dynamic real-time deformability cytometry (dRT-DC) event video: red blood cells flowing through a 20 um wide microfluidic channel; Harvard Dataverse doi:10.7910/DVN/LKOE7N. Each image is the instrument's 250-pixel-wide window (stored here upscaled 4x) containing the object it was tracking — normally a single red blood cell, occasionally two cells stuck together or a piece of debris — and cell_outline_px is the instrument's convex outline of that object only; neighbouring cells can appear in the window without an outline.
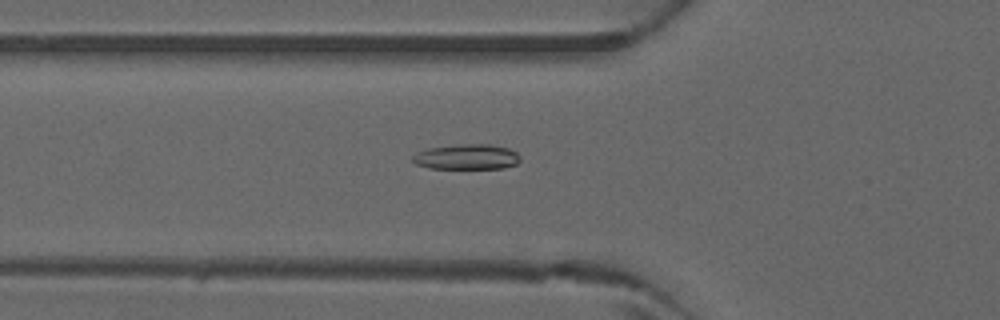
{"species": "common noctule bat (a hibernating species)", "species_latin": "Nyctalus noctula", "temperature_condition": "warm", "stored_images_in_passage": 8, "camera_frame_rate_fps": 3000, "um_per_image_px": 0.085, "animal": {"sex": "male", "forearm_length_mm": 52.5}, "frame": {"image": 1, "passage_image": 2, "time_ms": 0.333, "image_size_px": [1000, 320], "cell_outline_px": [[520, 160], [516, 164], [504, 168], [428, 168], [416, 164], [412, 160], [412, 156], [428, 148], [460, 144], [488, 144], [508, 148], [516, 152], [520, 156]], "centroid_in_image_um": [39.69, 13.33], "position_along_channel_um": 86.1, "area_um2": 15.72}}
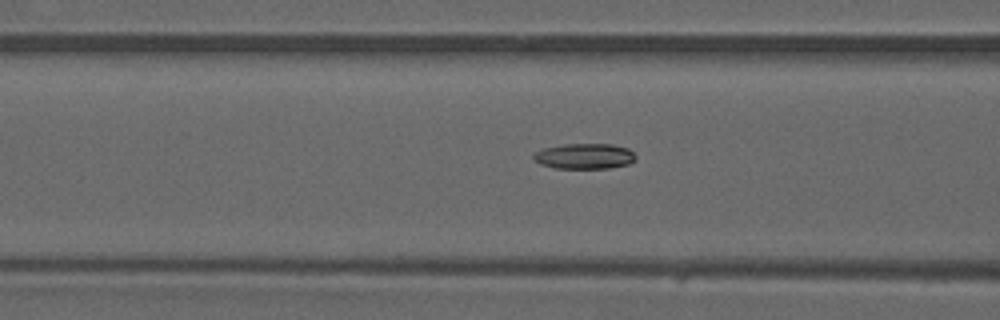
{"frame": {"image": 2, "passage_image": 4, "time_ms": 1.0, "image_size_px": [1000, 320], "cell_outline_px": [[636, 160], [628, 164], [608, 168], [556, 168], [540, 164], [532, 160], [532, 156], [536, 152], [544, 148], [564, 144], [612, 144], [628, 148], [636, 156]], "centroid_in_image_um": [49.67, 13.27], "position_along_channel_um": 116.9, "area_um2": 15.2}}
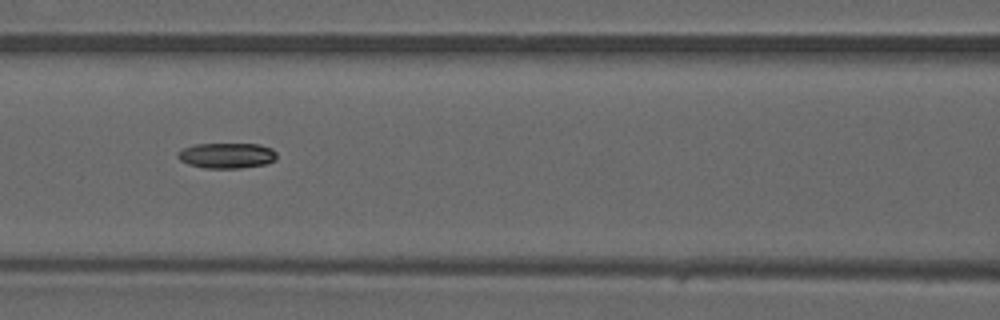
{"frame": {"image": 3, "passage_image": 6, "time_ms": 1.667, "image_size_px": [1000, 320], "cell_outline_px": [[276, 160], [264, 164], [240, 168], [204, 168], [188, 164], [180, 160], [176, 156], [176, 152], [184, 148], [196, 144], [260, 144], [272, 148], [276, 152]], "centroid_in_image_um": [19.27, 13.22], "position_along_channel_um": 147.3, "area_um2": 14.74}}